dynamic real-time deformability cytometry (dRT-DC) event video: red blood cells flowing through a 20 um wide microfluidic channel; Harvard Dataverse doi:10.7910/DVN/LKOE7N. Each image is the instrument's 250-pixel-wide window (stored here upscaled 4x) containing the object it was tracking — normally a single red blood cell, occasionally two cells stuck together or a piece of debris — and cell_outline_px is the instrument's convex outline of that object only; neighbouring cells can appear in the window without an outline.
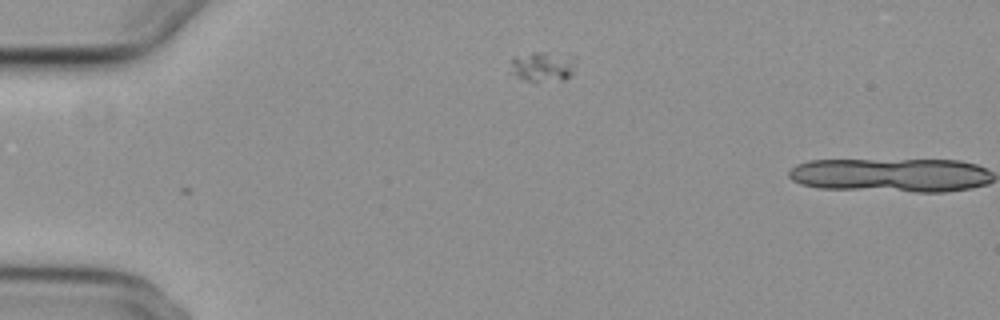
{"species": "common noctule bat (a hibernating species)", "species_latin": "Nyctalus noctula", "temperature_condition": "cold", "stored_images_in_passage": 2, "camera_frame_rate_fps": 3000, "um_per_image_px": 0.085, "animal": {"sex": "female", "body_mass_g": 29.2, "forearm_length_mm": 56.3}, "frame": {"image": 1, "passage_image": 1, "time_ms": 0.0, "image_size_px": [1000, 320], "cell_outline_px": [[572, 72], [564, 80], [536, 84], [520, 80], [508, 72], [512, 56], [532, 52], [544, 52], [572, 64]], "centroid_in_image_um": [45.84, 5.77], "position_along_channel_um": 39.2, "area_um2": 11.16}}